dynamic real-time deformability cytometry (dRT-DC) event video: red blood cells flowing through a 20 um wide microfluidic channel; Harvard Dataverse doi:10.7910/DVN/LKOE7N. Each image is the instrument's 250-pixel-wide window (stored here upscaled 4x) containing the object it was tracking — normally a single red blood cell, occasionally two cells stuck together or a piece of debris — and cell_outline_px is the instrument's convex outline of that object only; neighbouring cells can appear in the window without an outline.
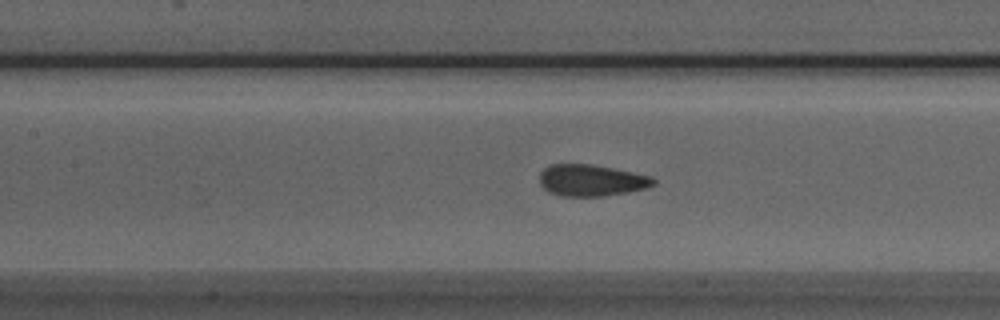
{"species": "Egyptian fruit bat (a non-hibernating species)", "species_latin": "Rousettus aegyptiacus", "temperature_condition": "room temperature", "stored_images_in_passage": 25, "camera_frame_rate_fps": 3000, "um_per_image_px": 0.085, "animal": {"sex": "male"}, "frame": {"image": 1, "passage_image": 11, "time_ms": 3.333, "image_size_px": [1000, 320], "cell_outline_px": [[656, 184], [648, 188], [628, 192], [604, 196], [560, 196], [548, 192], [540, 184], [540, 172], [548, 164], [592, 164], [652, 176], [656, 180]], "centroid_in_image_um": [50.27, 15.33], "position_along_channel_um": 157.1, "area_um2": 21.15}}
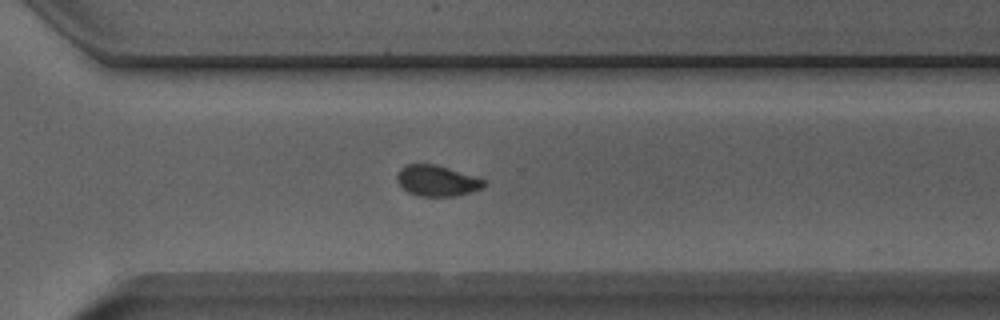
{"frame": {"image": 2, "passage_image": 19, "time_ms": 6.0, "image_size_px": [1000, 320], "cell_outline_px": [[488, 184], [484, 188], [460, 196], [420, 196], [408, 192], [396, 180], [396, 172], [404, 164], [436, 164], [488, 180]], "centroid_in_image_um": [37.19, 15.36], "position_along_channel_um": 333.4, "area_um2": 16.01}}
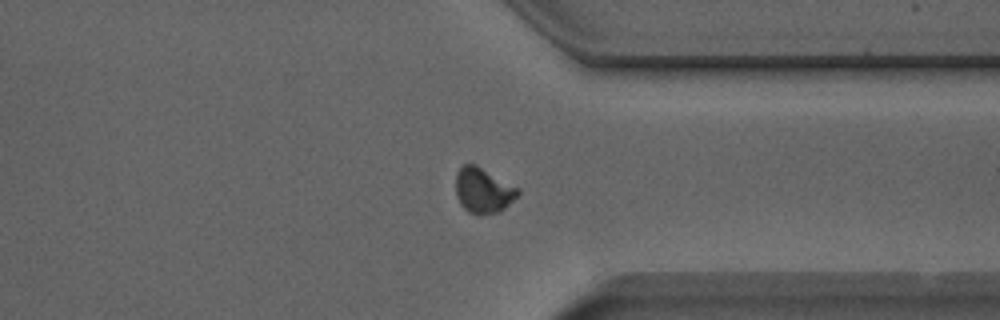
{"frame": {"image": 3, "passage_image": 22, "time_ms": 7.0, "image_size_px": [1000, 320], "cell_outline_px": [[520, 196], [500, 212], [480, 216], [468, 212], [460, 204], [456, 196], [456, 172], [464, 164], [476, 164], [520, 188]], "centroid_in_image_um": [41.1, 16.21], "position_along_channel_um": 370.3, "area_um2": 16.88}}